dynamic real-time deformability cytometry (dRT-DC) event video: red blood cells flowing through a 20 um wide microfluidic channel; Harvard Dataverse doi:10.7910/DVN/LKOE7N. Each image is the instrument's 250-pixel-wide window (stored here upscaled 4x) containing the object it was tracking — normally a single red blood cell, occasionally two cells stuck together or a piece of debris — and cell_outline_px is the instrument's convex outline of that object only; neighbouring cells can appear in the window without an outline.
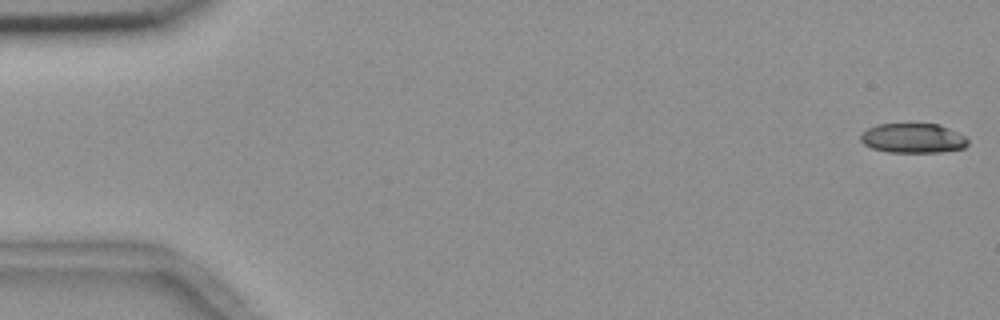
{"species": "common noctule bat (a hibernating species)", "species_latin": "Nyctalus noctula", "temperature_condition": "room temperature", "stored_images_in_passage": 55, "camera_frame_rate_fps": 3000, "um_per_image_px": 0.085, "animal": {"sex": "female", "body_mass_g": 18.4}, "frame": {"image": 1, "passage_image": 1, "time_ms": 0.0, "image_size_px": [1000, 320], "cell_outline_px": [[968, 144], [964, 148], [940, 152], [888, 152], [872, 148], [864, 144], [860, 140], [860, 136], [868, 128], [876, 124], [936, 124], [948, 128], [964, 136], [968, 140]], "centroid_in_image_um": [77.59, 11.75], "position_along_channel_um": 7.4, "area_um2": 18.38}}
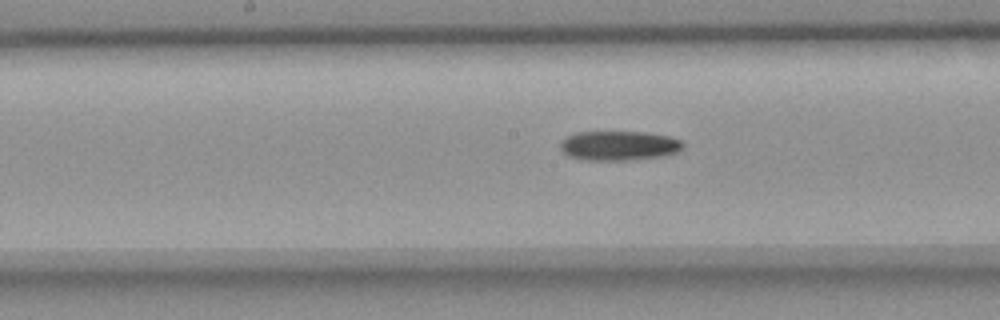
{"frame": {"image": 2, "passage_image": 28, "time_ms": 9.0, "image_size_px": [1000, 320], "cell_outline_px": [[684, 148], [676, 152], [660, 156], [628, 160], [584, 160], [568, 156], [560, 148], [560, 144], [568, 136], [576, 132], [644, 132], [668, 136], [680, 140], [684, 144]], "centroid_in_image_um": [52.6, 12.38], "position_along_channel_um": 195.6, "area_um2": 20.92}}
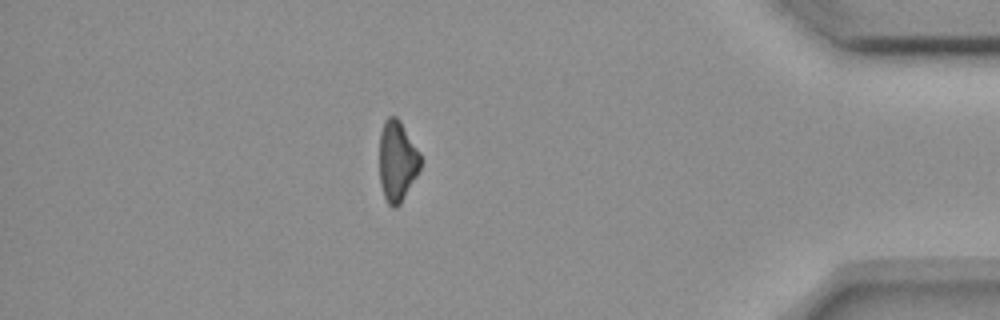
{"frame": {"image": 3, "passage_image": 48, "time_ms": 15.667, "image_size_px": [1000, 320], "cell_outline_px": [[420, 168], [416, 176], [400, 204], [396, 208], [392, 208], [388, 204], [384, 196], [380, 184], [380, 132], [384, 120], [388, 116], [396, 116], [400, 120], [420, 152]], "centroid_in_image_um": [33.75, 13.68], "position_along_channel_um": 401.4, "area_um2": 19.31}, "authors_computed_cell_mechanics": {"area_um2": 20.519, "velocity_mm_per_s": 3.7037, "shape_relaxation_time_tau1_ms": 5.8515, "shape_relaxation_time_tau2_ms": null, "deformation_change_tau1": 0.1651, "deformation_change_tau2": null}}